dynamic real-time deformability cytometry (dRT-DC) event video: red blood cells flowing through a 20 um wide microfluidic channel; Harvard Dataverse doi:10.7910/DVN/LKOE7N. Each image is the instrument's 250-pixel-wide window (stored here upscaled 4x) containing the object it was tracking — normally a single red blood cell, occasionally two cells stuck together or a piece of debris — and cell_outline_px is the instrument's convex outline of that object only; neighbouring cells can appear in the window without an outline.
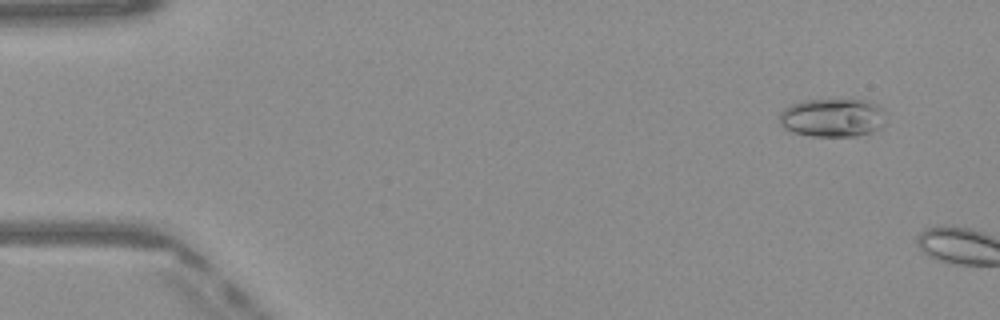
{"species": "Egyptian fruit bat (a non-hibernating species)", "species_latin": "Rousettus aegyptiacus", "temperature_condition": "warm", "stored_images_in_passage": 4, "camera_frame_rate_fps": 3000, "um_per_image_px": 0.085, "frame": {"image": 1, "passage_image": 1, "time_ms": 0.0, "image_size_px": [1000, 320], "cell_outline_px": [[884, 124], [880, 128], [872, 132], [856, 136], [812, 136], [792, 132], [784, 128], [780, 124], [780, 112], [784, 108], [800, 100], [852, 96], [868, 100], [884, 108]], "centroid_in_image_um": [70.8, 9.94], "position_along_channel_um": 14.2, "area_um2": 25.03}}